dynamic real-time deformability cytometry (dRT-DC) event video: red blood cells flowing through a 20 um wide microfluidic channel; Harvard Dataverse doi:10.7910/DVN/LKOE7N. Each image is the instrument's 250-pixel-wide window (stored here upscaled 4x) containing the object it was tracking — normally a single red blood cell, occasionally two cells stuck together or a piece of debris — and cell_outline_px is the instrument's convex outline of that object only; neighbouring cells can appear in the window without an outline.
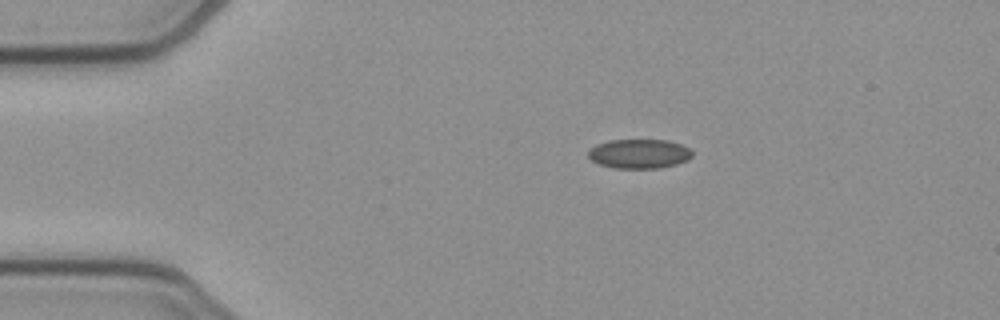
{"species": "common noctule bat (a hibernating species)", "species_latin": "Nyctalus noctula", "temperature_condition": "cold", "stored_images_in_passage": 43, "camera_frame_rate_fps": 3000, "um_per_image_px": 0.085, "animal": {"sex": "female", "body_mass_g": 21.9}, "frame": {"image": 1, "passage_image": 1, "time_ms": 0.0, "image_size_px": [1000, 320], "cell_outline_px": [[692, 156], [688, 160], [676, 164], [660, 168], [612, 168], [600, 164], [592, 160], [588, 156], [588, 152], [596, 144], [608, 140], [668, 140], [680, 144], [688, 148], [692, 152]], "centroid_in_image_um": [54.33, 13.07], "position_along_channel_um": 30.7, "area_um2": 17.74}}
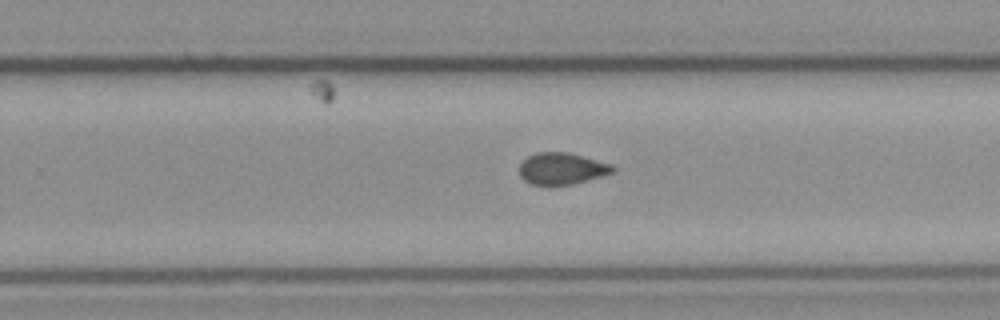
{"frame": {"image": 2, "passage_image": 24, "time_ms": 7.667, "image_size_px": [1000, 320], "cell_outline_px": [[616, 172], [572, 184], [548, 188], [532, 184], [524, 180], [520, 176], [520, 164], [528, 156], [536, 152], [568, 152], [612, 164], [616, 168]], "centroid_in_image_um": [47.75, 14.36], "position_along_channel_um": 282.1, "area_um2": 17.69}}
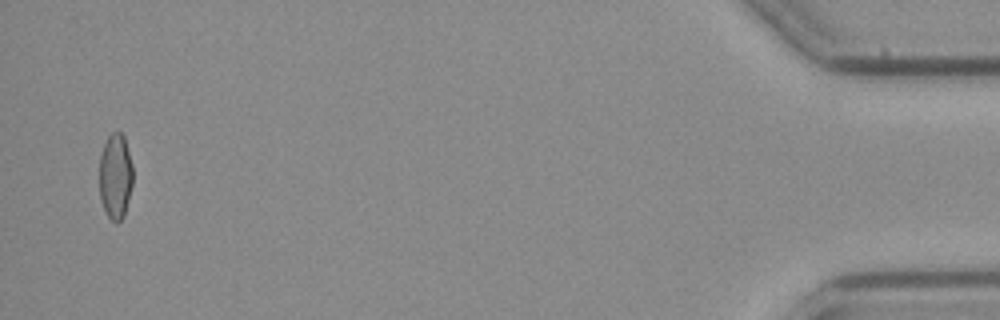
{"frame": {"image": 3, "passage_image": 42, "time_ms": 13.667, "image_size_px": [1000, 320], "cell_outline_px": [[132, 184], [124, 216], [116, 224], [108, 216], [100, 200], [100, 156], [104, 144], [108, 136], [112, 132], [120, 132], [124, 136], [132, 164]], "centroid_in_image_um": [9.81, 14.98], "position_along_channel_um": 425.4, "area_um2": 16.59}, "authors_computed_cell_mechanics": {"area_um2": 17.6868, "velocity_mm_per_s": 3.9164, "shape_relaxation_time_tau1_ms": null, "shape_relaxation_time_tau2_ms": 2.7816, "deformation_change_tau1": null, "deformation_change_tau2": 0.0858}}